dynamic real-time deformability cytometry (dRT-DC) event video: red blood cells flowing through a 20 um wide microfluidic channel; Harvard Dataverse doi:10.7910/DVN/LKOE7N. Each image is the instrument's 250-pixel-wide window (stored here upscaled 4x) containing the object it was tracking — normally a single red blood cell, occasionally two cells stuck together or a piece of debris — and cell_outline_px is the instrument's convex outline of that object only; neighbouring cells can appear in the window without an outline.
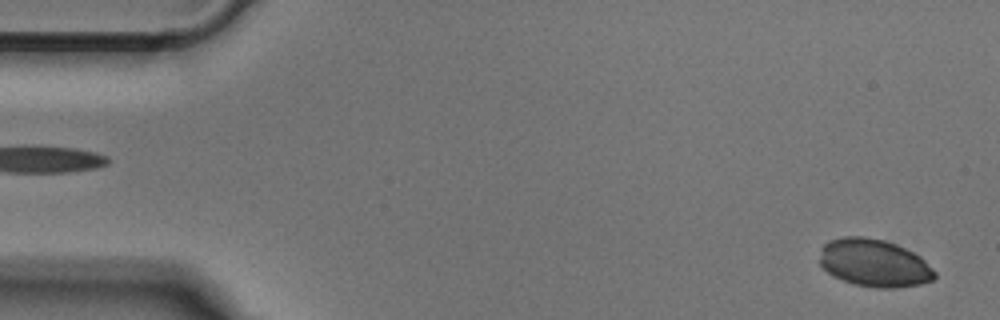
{"species": "Egyptian fruit bat (a non-hibernating species)", "species_latin": "Rousettus aegyptiacus", "temperature_condition": "cold", "stored_images_in_passage": 50, "camera_frame_rate_fps": 3000, "um_per_image_px": 0.085, "animal": {"sex": "male"}, "frame": {"image": 1, "passage_image": 1, "time_ms": 0.0, "image_size_px": [1000, 320], "cell_outline_px": [[936, 276], [932, 280], [920, 284], [896, 288], [876, 288], [856, 284], [832, 276], [820, 264], [820, 248], [828, 240], [844, 236], [864, 236], [884, 240], [896, 244], [920, 256], [936, 272]], "centroid_in_image_um": [74.29, 22.34], "position_along_channel_um": 10.7, "area_um2": 32.02}}
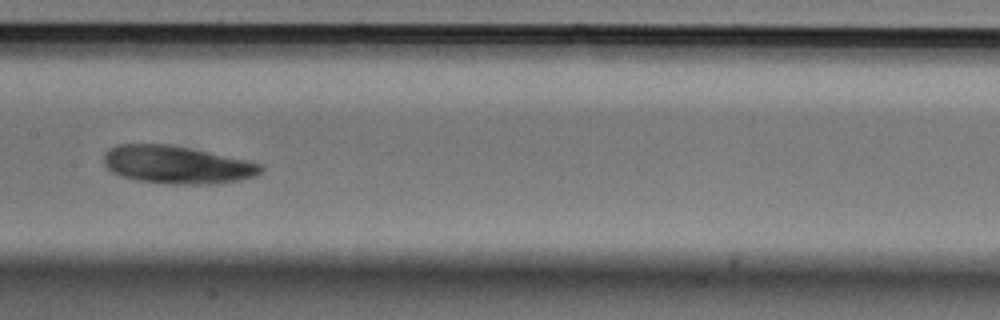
{"frame": {"image": 2, "passage_image": 24, "time_ms": 7.667, "image_size_px": [1000, 320], "cell_outline_px": [[264, 168], [256, 176], [240, 180], [220, 184], [172, 184], [136, 180], [120, 176], [112, 172], [104, 164], [104, 156], [108, 148], [120, 144], [172, 144], [192, 148], [248, 160], [260, 164]], "centroid_in_image_um": [15.05, 14.0], "position_along_channel_um": 192.3, "area_um2": 34.91}}
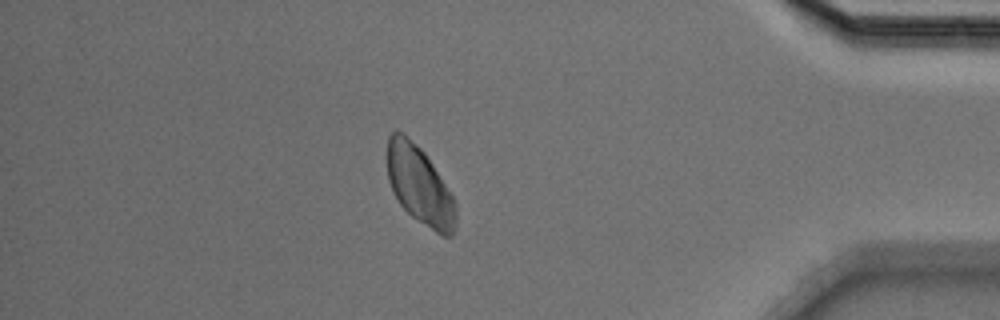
{"frame": {"image": 3, "passage_image": 43, "time_ms": 14.0, "image_size_px": [1000, 320], "cell_outline_px": [[456, 232], [452, 236], [444, 236], [436, 232], [412, 216], [400, 204], [388, 180], [384, 156], [388, 136], [392, 132], [404, 132], [424, 152], [432, 164], [452, 196], [456, 204]], "centroid_in_image_um": [35.63, 15.72], "position_along_channel_um": 399.6, "area_um2": 31.5}}